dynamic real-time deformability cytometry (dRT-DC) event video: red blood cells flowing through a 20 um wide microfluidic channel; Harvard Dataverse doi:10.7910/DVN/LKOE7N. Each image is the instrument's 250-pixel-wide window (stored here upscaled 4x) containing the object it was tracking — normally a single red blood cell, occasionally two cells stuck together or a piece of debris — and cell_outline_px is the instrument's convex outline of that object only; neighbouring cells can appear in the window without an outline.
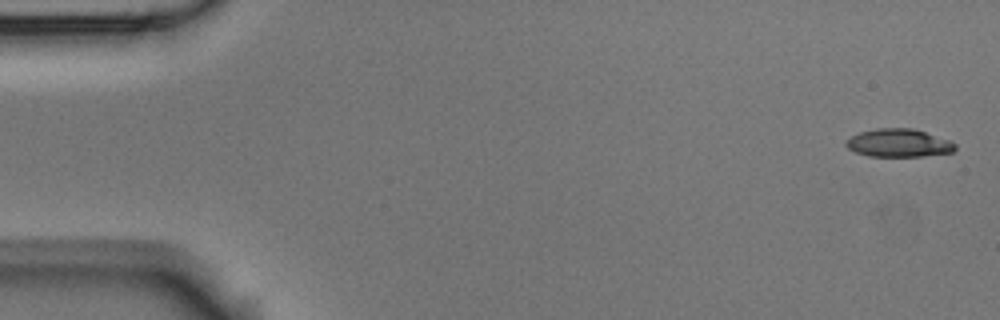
{"species": "Egyptian fruit bat (a non-hibernating species)", "species_latin": "Rousettus aegyptiacus", "temperature_condition": "room temperature", "stored_images_in_passage": 5, "camera_frame_rate_fps": 3000, "um_per_image_px": 0.085, "animal": {"sex": "male"}, "frame": {"image": 1, "passage_image": 1, "time_ms": 0.0, "image_size_px": [1000, 320], "cell_outline_px": [[956, 148], [952, 152], [924, 156], [868, 156], [856, 152], [848, 148], [844, 144], [844, 140], [860, 132], [876, 128], [912, 128], [952, 140], [956, 144]], "centroid_in_image_um": [76.39, 12.15], "position_along_channel_um": 8.6, "area_um2": 17.98}}
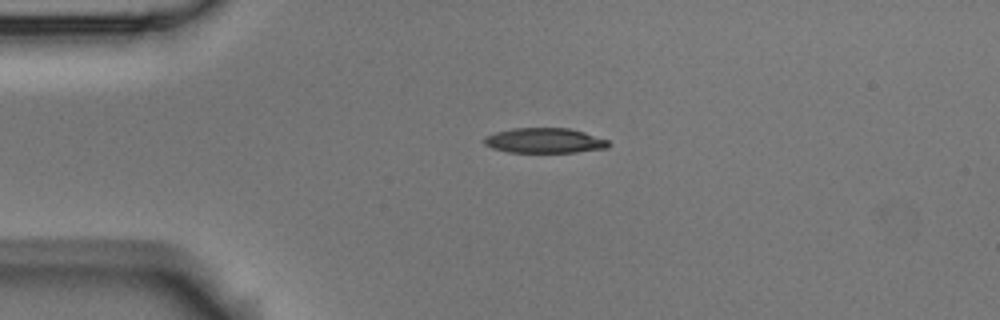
{"frame": {"image": 2, "passage_image": 4, "time_ms": 1.0, "image_size_px": [1000, 320], "cell_outline_px": [[612, 144], [608, 148], [576, 152], [508, 152], [492, 148], [484, 144], [484, 136], [496, 132], [512, 128], [568, 128], [584, 132], [608, 140]], "centroid_in_image_um": [46.29, 11.95], "position_along_channel_um": 38.7, "area_um2": 18.21}}